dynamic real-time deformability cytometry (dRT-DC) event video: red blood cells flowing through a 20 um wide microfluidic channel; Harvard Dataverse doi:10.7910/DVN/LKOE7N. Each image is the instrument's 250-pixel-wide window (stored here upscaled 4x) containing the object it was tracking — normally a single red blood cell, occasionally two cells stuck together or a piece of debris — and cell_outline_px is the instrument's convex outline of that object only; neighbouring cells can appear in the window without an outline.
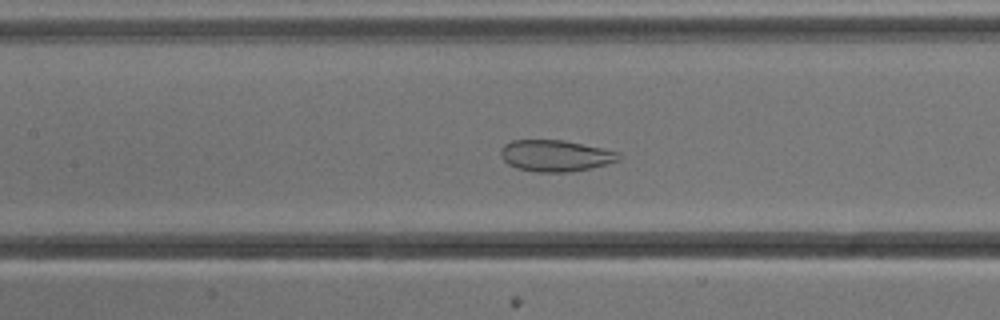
{"species": "common noctule bat (a hibernating species)", "species_latin": "Nyctalus noctula", "temperature_condition": "cold", "stored_images_in_passage": 53, "camera_frame_rate_fps": 3000, "um_per_image_px": 0.085, "animal": {"sex": "male", "body_mass_g": 13.3}, "frame": {"image": 1, "passage_image": 24, "time_ms": 7.667, "image_size_px": [1000, 320], "cell_outline_px": [[620, 160], [608, 164], [568, 172], [536, 172], [516, 168], [508, 164], [500, 156], [500, 148], [504, 144], [512, 140], [564, 140], [604, 148], [620, 152]], "centroid_in_image_um": [47.21, 13.23], "position_along_channel_um": 160.2, "area_um2": 21.79}}
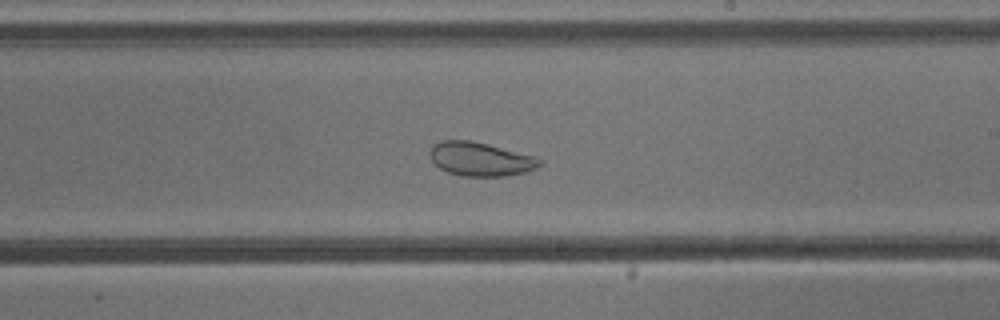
{"frame": {"image": 2, "passage_image": 31, "time_ms": 10.0, "image_size_px": [1000, 320], "cell_outline_px": [[544, 160], [536, 168], [528, 172], [504, 176], [464, 176], [448, 172], [440, 168], [432, 160], [428, 152], [432, 144], [440, 140], [468, 140], [488, 144], [536, 156]], "centroid_in_image_um": [40.85, 13.51], "position_along_channel_um": 248.2, "area_um2": 21.79}}
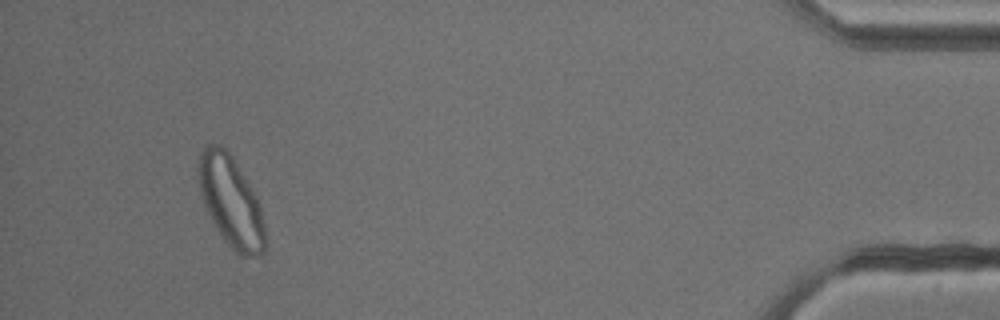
{"frame": {"image": 3, "passage_image": 50, "time_ms": 16.333, "image_size_px": [1000, 320], "cell_outline_px": [[264, 256], [240, 256], [224, 240], [216, 228], [204, 204], [200, 192], [196, 168], [200, 152], [208, 144], [220, 144], [232, 156], [248, 180], [256, 196], [260, 208], [264, 224]], "centroid_in_image_um": [19.61, 17.1], "position_along_channel_um": 415.6, "area_um2": 35.2}}